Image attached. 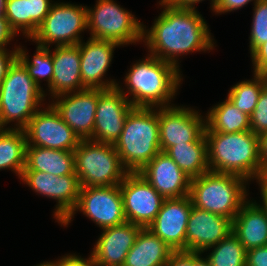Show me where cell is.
Segmentation results:
<instances>
[{
  "instance_id": "obj_1",
  "label": "cell",
  "mask_w": 267,
  "mask_h": 266,
  "mask_svg": "<svg viewBox=\"0 0 267 266\" xmlns=\"http://www.w3.org/2000/svg\"><path fill=\"white\" fill-rule=\"evenodd\" d=\"M159 4L164 9L151 30L143 28V41L150 55L179 68L177 56L214 49L208 26L196 9L177 8L165 0Z\"/></svg>"
},
{
  "instance_id": "obj_46",
  "label": "cell",
  "mask_w": 267,
  "mask_h": 266,
  "mask_svg": "<svg viewBox=\"0 0 267 266\" xmlns=\"http://www.w3.org/2000/svg\"><path fill=\"white\" fill-rule=\"evenodd\" d=\"M257 181L261 184V188H267V167L263 169L261 177Z\"/></svg>"
},
{
  "instance_id": "obj_23",
  "label": "cell",
  "mask_w": 267,
  "mask_h": 266,
  "mask_svg": "<svg viewBox=\"0 0 267 266\" xmlns=\"http://www.w3.org/2000/svg\"><path fill=\"white\" fill-rule=\"evenodd\" d=\"M232 232L246 250L267 245V213L260 204L246 201L232 221Z\"/></svg>"
},
{
  "instance_id": "obj_43",
  "label": "cell",
  "mask_w": 267,
  "mask_h": 266,
  "mask_svg": "<svg viewBox=\"0 0 267 266\" xmlns=\"http://www.w3.org/2000/svg\"><path fill=\"white\" fill-rule=\"evenodd\" d=\"M165 1H167L170 5L177 8L195 9L196 8L194 7L195 4L203 0H165ZM211 1H212L211 7L213 9L217 0H211Z\"/></svg>"
},
{
  "instance_id": "obj_29",
  "label": "cell",
  "mask_w": 267,
  "mask_h": 266,
  "mask_svg": "<svg viewBox=\"0 0 267 266\" xmlns=\"http://www.w3.org/2000/svg\"><path fill=\"white\" fill-rule=\"evenodd\" d=\"M211 248L214 249L206 257L210 266H246L247 250L233 232L202 253Z\"/></svg>"
},
{
  "instance_id": "obj_35",
  "label": "cell",
  "mask_w": 267,
  "mask_h": 266,
  "mask_svg": "<svg viewBox=\"0 0 267 266\" xmlns=\"http://www.w3.org/2000/svg\"><path fill=\"white\" fill-rule=\"evenodd\" d=\"M250 131L257 136L267 133V90L262 89L253 113L250 115Z\"/></svg>"
},
{
  "instance_id": "obj_38",
  "label": "cell",
  "mask_w": 267,
  "mask_h": 266,
  "mask_svg": "<svg viewBox=\"0 0 267 266\" xmlns=\"http://www.w3.org/2000/svg\"><path fill=\"white\" fill-rule=\"evenodd\" d=\"M250 1H255V4L259 0H217L213 10L218 14L231 12L245 6Z\"/></svg>"
},
{
  "instance_id": "obj_44",
  "label": "cell",
  "mask_w": 267,
  "mask_h": 266,
  "mask_svg": "<svg viewBox=\"0 0 267 266\" xmlns=\"http://www.w3.org/2000/svg\"><path fill=\"white\" fill-rule=\"evenodd\" d=\"M259 155L262 170L267 167V133L258 136Z\"/></svg>"
},
{
  "instance_id": "obj_45",
  "label": "cell",
  "mask_w": 267,
  "mask_h": 266,
  "mask_svg": "<svg viewBox=\"0 0 267 266\" xmlns=\"http://www.w3.org/2000/svg\"><path fill=\"white\" fill-rule=\"evenodd\" d=\"M202 253L193 252V266H210L209 261L206 258H202Z\"/></svg>"
},
{
  "instance_id": "obj_27",
  "label": "cell",
  "mask_w": 267,
  "mask_h": 266,
  "mask_svg": "<svg viewBox=\"0 0 267 266\" xmlns=\"http://www.w3.org/2000/svg\"><path fill=\"white\" fill-rule=\"evenodd\" d=\"M179 168L191 179L208 171L207 142H186L176 144L166 151Z\"/></svg>"
},
{
  "instance_id": "obj_8",
  "label": "cell",
  "mask_w": 267,
  "mask_h": 266,
  "mask_svg": "<svg viewBox=\"0 0 267 266\" xmlns=\"http://www.w3.org/2000/svg\"><path fill=\"white\" fill-rule=\"evenodd\" d=\"M87 28L91 37L120 45L143 40V24L113 0H98L94 10L87 7Z\"/></svg>"
},
{
  "instance_id": "obj_12",
  "label": "cell",
  "mask_w": 267,
  "mask_h": 266,
  "mask_svg": "<svg viewBox=\"0 0 267 266\" xmlns=\"http://www.w3.org/2000/svg\"><path fill=\"white\" fill-rule=\"evenodd\" d=\"M193 109L177 106L162 107L158 110L160 150L186 142H207L202 119Z\"/></svg>"
},
{
  "instance_id": "obj_37",
  "label": "cell",
  "mask_w": 267,
  "mask_h": 266,
  "mask_svg": "<svg viewBox=\"0 0 267 266\" xmlns=\"http://www.w3.org/2000/svg\"><path fill=\"white\" fill-rule=\"evenodd\" d=\"M252 62L254 73L259 74L267 69V41L259 45L252 53Z\"/></svg>"
},
{
  "instance_id": "obj_39",
  "label": "cell",
  "mask_w": 267,
  "mask_h": 266,
  "mask_svg": "<svg viewBox=\"0 0 267 266\" xmlns=\"http://www.w3.org/2000/svg\"><path fill=\"white\" fill-rule=\"evenodd\" d=\"M53 263L55 266H96L92 254L88 259H83L76 255H67Z\"/></svg>"
},
{
  "instance_id": "obj_50",
  "label": "cell",
  "mask_w": 267,
  "mask_h": 266,
  "mask_svg": "<svg viewBox=\"0 0 267 266\" xmlns=\"http://www.w3.org/2000/svg\"><path fill=\"white\" fill-rule=\"evenodd\" d=\"M37 266H55V264L52 262H43L41 264H38Z\"/></svg>"
},
{
  "instance_id": "obj_25",
  "label": "cell",
  "mask_w": 267,
  "mask_h": 266,
  "mask_svg": "<svg viewBox=\"0 0 267 266\" xmlns=\"http://www.w3.org/2000/svg\"><path fill=\"white\" fill-rule=\"evenodd\" d=\"M173 251L147 228H142L123 266H165Z\"/></svg>"
},
{
  "instance_id": "obj_31",
  "label": "cell",
  "mask_w": 267,
  "mask_h": 266,
  "mask_svg": "<svg viewBox=\"0 0 267 266\" xmlns=\"http://www.w3.org/2000/svg\"><path fill=\"white\" fill-rule=\"evenodd\" d=\"M17 59L26 67L29 76L40 86V79L45 78L48 82V87L51 85L54 66L52 59V52L49 48L39 47L36 48V54L30 62L26 51L17 46Z\"/></svg>"
},
{
  "instance_id": "obj_7",
  "label": "cell",
  "mask_w": 267,
  "mask_h": 266,
  "mask_svg": "<svg viewBox=\"0 0 267 266\" xmlns=\"http://www.w3.org/2000/svg\"><path fill=\"white\" fill-rule=\"evenodd\" d=\"M75 173L81 187L120 185L129 173L114 144L81 139L74 150Z\"/></svg>"
},
{
  "instance_id": "obj_49",
  "label": "cell",
  "mask_w": 267,
  "mask_h": 266,
  "mask_svg": "<svg viewBox=\"0 0 267 266\" xmlns=\"http://www.w3.org/2000/svg\"><path fill=\"white\" fill-rule=\"evenodd\" d=\"M259 75L262 78L264 88L267 90V69L261 71Z\"/></svg>"
},
{
  "instance_id": "obj_17",
  "label": "cell",
  "mask_w": 267,
  "mask_h": 266,
  "mask_svg": "<svg viewBox=\"0 0 267 266\" xmlns=\"http://www.w3.org/2000/svg\"><path fill=\"white\" fill-rule=\"evenodd\" d=\"M99 96L100 89L86 88L58 95L51 105L80 139H89L93 135Z\"/></svg>"
},
{
  "instance_id": "obj_48",
  "label": "cell",
  "mask_w": 267,
  "mask_h": 266,
  "mask_svg": "<svg viewBox=\"0 0 267 266\" xmlns=\"http://www.w3.org/2000/svg\"><path fill=\"white\" fill-rule=\"evenodd\" d=\"M7 0H0V19H6L4 12Z\"/></svg>"
},
{
  "instance_id": "obj_19",
  "label": "cell",
  "mask_w": 267,
  "mask_h": 266,
  "mask_svg": "<svg viewBox=\"0 0 267 266\" xmlns=\"http://www.w3.org/2000/svg\"><path fill=\"white\" fill-rule=\"evenodd\" d=\"M120 44L103 39L90 37L85 43H79L80 71L82 85L87 89H110L119 85L113 80L102 81L104 74L109 68L114 48Z\"/></svg>"
},
{
  "instance_id": "obj_6",
  "label": "cell",
  "mask_w": 267,
  "mask_h": 266,
  "mask_svg": "<svg viewBox=\"0 0 267 266\" xmlns=\"http://www.w3.org/2000/svg\"><path fill=\"white\" fill-rule=\"evenodd\" d=\"M246 180L242 177L208 171L190 182L193 206L233 221L246 202Z\"/></svg>"
},
{
  "instance_id": "obj_30",
  "label": "cell",
  "mask_w": 267,
  "mask_h": 266,
  "mask_svg": "<svg viewBox=\"0 0 267 266\" xmlns=\"http://www.w3.org/2000/svg\"><path fill=\"white\" fill-rule=\"evenodd\" d=\"M264 84L259 74L254 73V80H247L233 86L227 98L243 113L250 116L259 100Z\"/></svg>"
},
{
  "instance_id": "obj_9",
  "label": "cell",
  "mask_w": 267,
  "mask_h": 266,
  "mask_svg": "<svg viewBox=\"0 0 267 266\" xmlns=\"http://www.w3.org/2000/svg\"><path fill=\"white\" fill-rule=\"evenodd\" d=\"M87 29V6L69 3L52 4L49 13L31 39L39 47L76 45L81 42L80 32Z\"/></svg>"
},
{
  "instance_id": "obj_36",
  "label": "cell",
  "mask_w": 267,
  "mask_h": 266,
  "mask_svg": "<svg viewBox=\"0 0 267 266\" xmlns=\"http://www.w3.org/2000/svg\"><path fill=\"white\" fill-rule=\"evenodd\" d=\"M246 266H267V245L247 250Z\"/></svg>"
},
{
  "instance_id": "obj_11",
  "label": "cell",
  "mask_w": 267,
  "mask_h": 266,
  "mask_svg": "<svg viewBox=\"0 0 267 266\" xmlns=\"http://www.w3.org/2000/svg\"><path fill=\"white\" fill-rule=\"evenodd\" d=\"M23 130L27 146L74 151L81 141L51 104L39 109Z\"/></svg>"
},
{
  "instance_id": "obj_4",
  "label": "cell",
  "mask_w": 267,
  "mask_h": 266,
  "mask_svg": "<svg viewBox=\"0 0 267 266\" xmlns=\"http://www.w3.org/2000/svg\"><path fill=\"white\" fill-rule=\"evenodd\" d=\"M114 148L123 167L129 173H138L161 151L158 111L133 107Z\"/></svg>"
},
{
  "instance_id": "obj_33",
  "label": "cell",
  "mask_w": 267,
  "mask_h": 266,
  "mask_svg": "<svg viewBox=\"0 0 267 266\" xmlns=\"http://www.w3.org/2000/svg\"><path fill=\"white\" fill-rule=\"evenodd\" d=\"M4 15L15 33L20 30L28 37L27 0H7Z\"/></svg>"
},
{
  "instance_id": "obj_21",
  "label": "cell",
  "mask_w": 267,
  "mask_h": 266,
  "mask_svg": "<svg viewBox=\"0 0 267 266\" xmlns=\"http://www.w3.org/2000/svg\"><path fill=\"white\" fill-rule=\"evenodd\" d=\"M141 229L130 222L103 229L91 253L96 266H123Z\"/></svg>"
},
{
  "instance_id": "obj_14",
  "label": "cell",
  "mask_w": 267,
  "mask_h": 266,
  "mask_svg": "<svg viewBox=\"0 0 267 266\" xmlns=\"http://www.w3.org/2000/svg\"><path fill=\"white\" fill-rule=\"evenodd\" d=\"M126 93L117 85L102 90L96 107L92 141L114 144L120 137L125 120L134 107Z\"/></svg>"
},
{
  "instance_id": "obj_20",
  "label": "cell",
  "mask_w": 267,
  "mask_h": 266,
  "mask_svg": "<svg viewBox=\"0 0 267 266\" xmlns=\"http://www.w3.org/2000/svg\"><path fill=\"white\" fill-rule=\"evenodd\" d=\"M232 233V221L192 206L186 231V252L202 253Z\"/></svg>"
},
{
  "instance_id": "obj_16",
  "label": "cell",
  "mask_w": 267,
  "mask_h": 266,
  "mask_svg": "<svg viewBox=\"0 0 267 266\" xmlns=\"http://www.w3.org/2000/svg\"><path fill=\"white\" fill-rule=\"evenodd\" d=\"M190 196L165 199L154 221L148 226L173 252H186V231L192 210Z\"/></svg>"
},
{
  "instance_id": "obj_34",
  "label": "cell",
  "mask_w": 267,
  "mask_h": 266,
  "mask_svg": "<svg viewBox=\"0 0 267 266\" xmlns=\"http://www.w3.org/2000/svg\"><path fill=\"white\" fill-rule=\"evenodd\" d=\"M50 2V0H27L28 38L31 39L43 23L52 6Z\"/></svg>"
},
{
  "instance_id": "obj_26",
  "label": "cell",
  "mask_w": 267,
  "mask_h": 266,
  "mask_svg": "<svg viewBox=\"0 0 267 266\" xmlns=\"http://www.w3.org/2000/svg\"><path fill=\"white\" fill-rule=\"evenodd\" d=\"M207 113L204 133H237L250 130V116L239 110L228 98Z\"/></svg>"
},
{
  "instance_id": "obj_42",
  "label": "cell",
  "mask_w": 267,
  "mask_h": 266,
  "mask_svg": "<svg viewBox=\"0 0 267 266\" xmlns=\"http://www.w3.org/2000/svg\"><path fill=\"white\" fill-rule=\"evenodd\" d=\"M17 35L9 26L6 19H0V49H7L5 46Z\"/></svg>"
},
{
  "instance_id": "obj_40",
  "label": "cell",
  "mask_w": 267,
  "mask_h": 266,
  "mask_svg": "<svg viewBox=\"0 0 267 266\" xmlns=\"http://www.w3.org/2000/svg\"><path fill=\"white\" fill-rule=\"evenodd\" d=\"M17 49L15 48L11 52H8L7 49H0V84L5 78L9 67L17 59Z\"/></svg>"
},
{
  "instance_id": "obj_47",
  "label": "cell",
  "mask_w": 267,
  "mask_h": 266,
  "mask_svg": "<svg viewBox=\"0 0 267 266\" xmlns=\"http://www.w3.org/2000/svg\"><path fill=\"white\" fill-rule=\"evenodd\" d=\"M262 206L260 207L267 213V188H261Z\"/></svg>"
},
{
  "instance_id": "obj_15",
  "label": "cell",
  "mask_w": 267,
  "mask_h": 266,
  "mask_svg": "<svg viewBox=\"0 0 267 266\" xmlns=\"http://www.w3.org/2000/svg\"><path fill=\"white\" fill-rule=\"evenodd\" d=\"M20 178L35 192L57 200L54 216L60 224L77 205L81 186L76 175L55 176L40 171H23Z\"/></svg>"
},
{
  "instance_id": "obj_10",
  "label": "cell",
  "mask_w": 267,
  "mask_h": 266,
  "mask_svg": "<svg viewBox=\"0 0 267 266\" xmlns=\"http://www.w3.org/2000/svg\"><path fill=\"white\" fill-rule=\"evenodd\" d=\"M78 210L82 211L102 229L127 222L119 185L81 187L76 207L61 224L68 225L75 211Z\"/></svg>"
},
{
  "instance_id": "obj_13",
  "label": "cell",
  "mask_w": 267,
  "mask_h": 266,
  "mask_svg": "<svg viewBox=\"0 0 267 266\" xmlns=\"http://www.w3.org/2000/svg\"><path fill=\"white\" fill-rule=\"evenodd\" d=\"M119 187L127 222L148 228L156 218L165 198L139 173H128Z\"/></svg>"
},
{
  "instance_id": "obj_22",
  "label": "cell",
  "mask_w": 267,
  "mask_h": 266,
  "mask_svg": "<svg viewBox=\"0 0 267 266\" xmlns=\"http://www.w3.org/2000/svg\"><path fill=\"white\" fill-rule=\"evenodd\" d=\"M52 59L54 72L49 91L53 97L86 89L81 79L79 44L56 45Z\"/></svg>"
},
{
  "instance_id": "obj_5",
  "label": "cell",
  "mask_w": 267,
  "mask_h": 266,
  "mask_svg": "<svg viewBox=\"0 0 267 266\" xmlns=\"http://www.w3.org/2000/svg\"><path fill=\"white\" fill-rule=\"evenodd\" d=\"M42 89L16 59L0 84V129L11 121H17L16 129H24L45 97Z\"/></svg>"
},
{
  "instance_id": "obj_28",
  "label": "cell",
  "mask_w": 267,
  "mask_h": 266,
  "mask_svg": "<svg viewBox=\"0 0 267 266\" xmlns=\"http://www.w3.org/2000/svg\"><path fill=\"white\" fill-rule=\"evenodd\" d=\"M26 146L23 129H0V170L11 168L21 177L25 168Z\"/></svg>"
},
{
  "instance_id": "obj_3",
  "label": "cell",
  "mask_w": 267,
  "mask_h": 266,
  "mask_svg": "<svg viewBox=\"0 0 267 266\" xmlns=\"http://www.w3.org/2000/svg\"><path fill=\"white\" fill-rule=\"evenodd\" d=\"M180 70L171 63L150 55L135 63L125 76V84L134 107L162 108L176 94L180 85Z\"/></svg>"
},
{
  "instance_id": "obj_41",
  "label": "cell",
  "mask_w": 267,
  "mask_h": 266,
  "mask_svg": "<svg viewBox=\"0 0 267 266\" xmlns=\"http://www.w3.org/2000/svg\"><path fill=\"white\" fill-rule=\"evenodd\" d=\"M165 266H193V252H173Z\"/></svg>"
},
{
  "instance_id": "obj_18",
  "label": "cell",
  "mask_w": 267,
  "mask_h": 266,
  "mask_svg": "<svg viewBox=\"0 0 267 266\" xmlns=\"http://www.w3.org/2000/svg\"><path fill=\"white\" fill-rule=\"evenodd\" d=\"M138 173L165 199L183 198L190 193L191 178L163 151Z\"/></svg>"
},
{
  "instance_id": "obj_2",
  "label": "cell",
  "mask_w": 267,
  "mask_h": 266,
  "mask_svg": "<svg viewBox=\"0 0 267 266\" xmlns=\"http://www.w3.org/2000/svg\"><path fill=\"white\" fill-rule=\"evenodd\" d=\"M210 171L233 174L246 181L262 174L259 139L250 130L237 133H204Z\"/></svg>"
},
{
  "instance_id": "obj_32",
  "label": "cell",
  "mask_w": 267,
  "mask_h": 266,
  "mask_svg": "<svg viewBox=\"0 0 267 266\" xmlns=\"http://www.w3.org/2000/svg\"><path fill=\"white\" fill-rule=\"evenodd\" d=\"M254 15L250 33V52L267 41V0H259L254 4Z\"/></svg>"
},
{
  "instance_id": "obj_24",
  "label": "cell",
  "mask_w": 267,
  "mask_h": 266,
  "mask_svg": "<svg viewBox=\"0 0 267 266\" xmlns=\"http://www.w3.org/2000/svg\"><path fill=\"white\" fill-rule=\"evenodd\" d=\"M23 171H40L55 176L76 175L74 151L26 146Z\"/></svg>"
}]
</instances>
